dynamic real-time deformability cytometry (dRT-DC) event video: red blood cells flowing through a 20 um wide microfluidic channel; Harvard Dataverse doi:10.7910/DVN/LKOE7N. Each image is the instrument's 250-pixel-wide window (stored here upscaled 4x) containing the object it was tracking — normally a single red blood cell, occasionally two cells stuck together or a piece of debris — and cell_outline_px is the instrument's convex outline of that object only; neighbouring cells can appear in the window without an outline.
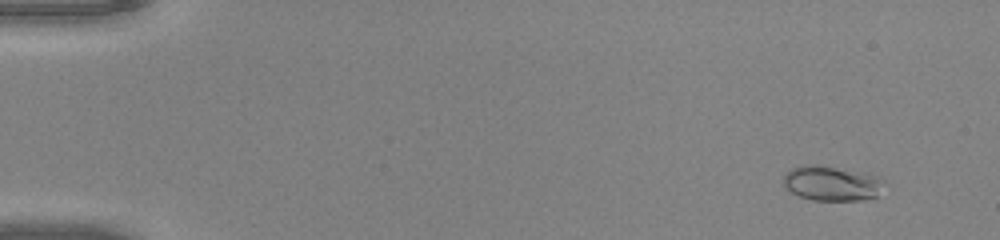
{"species": "common noctule bat (a hibernating species)", "species_latin": "Nyctalus noctula", "temperature_condition": "warm", "stored_images_in_passage": 51, "camera_frame_rate_fps": 3000, "um_per_image_px": 0.085, "animal": {"sex": "male", "body_mass_g": 20.0, "forearm_length_mm": 53.3}, "frame": {"image": 1, "passage_image": 5, "time_ms": 1.333, "image_size_px": [1000, 240], "cell_outline_px": [[888, 184], [876, 196], [864, 200], [812, 200], [800, 196], [792, 192], [784, 184], [784, 176], [792, 168], [808, 164], [816, 164], [876, 176], [884, 180]], "centroid_in_image_um": [70.74, 15.6], "position_along_channel_um": 14.3, "area_um2": 20.17}}
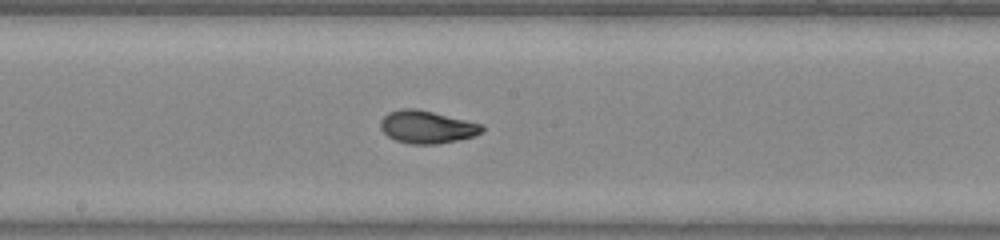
{"frame": {"image": 2, "passage_image": 29, "time_ms": 9.333, "image_size_px": [1000, 240], "cell_outline_px": [[484, 128], [476, 136], [436, 144], [408, 144], [396, 140], [388, 136], [380, 128], [380, 120], [388, 112], [400, 108], [416, 108], [484, 124]], "centroid_in_image_um": [36.27, 10.78], "position_along_channel_um": 211.9, "area_um2": 19.42}}
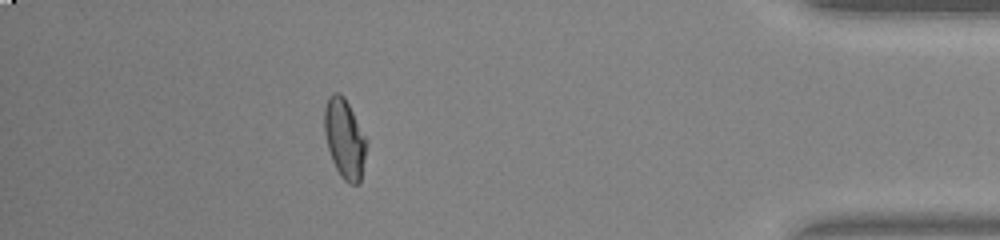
{"frame": {"image": 3, "passage_image": 46, "time_ms": 15.0, "image_size_px": [1000, 240], "cell_outline_px": [[364, 160], [360, 184], [348, 184], [340, 176], [332, 160], [328, 148], [324, 132], [324, 108], [328, 96], [332, 92], [340, 92], [344, 96], [364, 136]], "centroid_in_image_um": [29.24, 11.78], "position_along_channel_um": 406.0, "area_um2": 19.07}, "authors_computed_cell_mechanics": {"area_um2": 19.074, "velocity_mm_per_s": 4.1855, "shape_relaxation_time_tau1_ms": 5.0522, "shape_relaxation_time_tau2_ms": 0.7602, "deformation_change_tau1": 0.1825, "deformation_change_tau2": 0.0527}}